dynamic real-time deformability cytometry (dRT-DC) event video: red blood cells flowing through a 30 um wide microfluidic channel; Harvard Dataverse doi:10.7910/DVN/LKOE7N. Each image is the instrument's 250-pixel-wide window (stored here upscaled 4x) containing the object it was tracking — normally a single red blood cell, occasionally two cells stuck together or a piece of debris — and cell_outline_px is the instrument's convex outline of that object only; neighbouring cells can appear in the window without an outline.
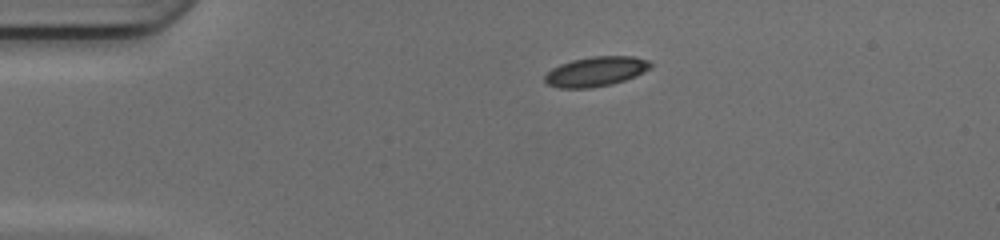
{"species": "common noctule bat (a hibernating species)", "species_latin": "Nyctalus noctula", "temperature_condition": "cold", "stored_images_in_passage": 40, "camera_frame_rate_fps": 3000, "um_per_image_px": 0.085, "animal": {"sex": "female", "body_mass_g": 17.0, "forearm_length_mm": 48.0}, "frame": {"image": 1, "passage_image": 1, "time_ms": 0.0, "image_size_px": [1000, 240], "cell_outline_px": [[652, 68], [636, 76], [612, 84], [588, 88], [560, 88], [548, 84], [544, 80], [544, 76], [552, 68], [560, 64], [572, 60], [592, 56], [632, 56], [648, 60], [652, 64]], "centroid_in_image_um": [50.66, 6.07], "position_along_channel_um": 34.3, "area_um2": 18.32}}
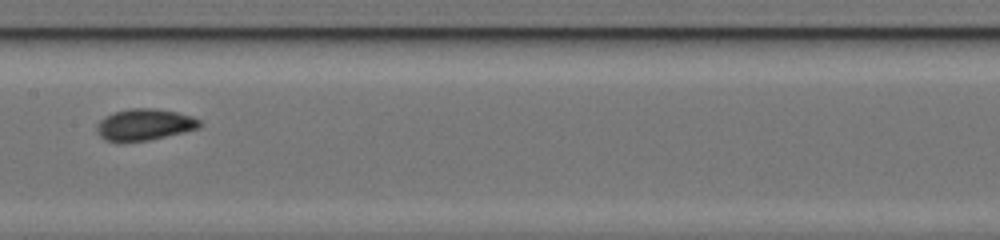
{"frame": {"image": 2, "passage_image": 16, "time_ms": 5.0, "image_size_px": [1000, 240], "cell_outline_px": [[204, 124], [200, 128], [184, 132], [148, 140], [104, 140], [96, 132], [96, 124], [104, 116], [112, 112], [128, 108], [156, 108], [176, 112], [192, 116], [200, 120]], "centroid_in_image_um": [12.29, 10.56], "position_along_channel_um": 195.1, "area_um2": 18.9}}
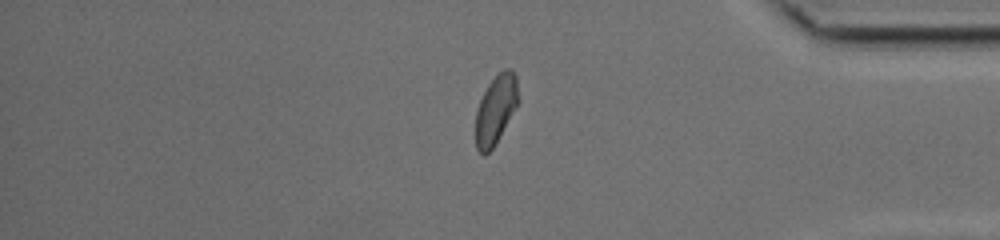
{"frame": {"image": 3, "passage_image": 32, "time_ms": 10.333, "image_size_px": [1000, 240], "cell_outline_px": [[516, 104], [492, 148], [484, 156], [476, 148], [476, 112], [480, 100], [488, 84], [504, 68], [512, 68], [516, 76]], "centroid_in_image_um": [42.09, 9.29], "position_along_channel_um": 393.1, "area_um2": 16.24}, "authors_computed_cell_mechanics": {"area_um2": 17.8891, "velocity_mm_per_s": 4.1798, "shape_relaxation_time_tau1_ms": 2.2504, "shape_relaxation_time_tau2_ms": 0.8838, "deformation_change_tau1": 0.1136, "deformation_change_tau2": 0.057}}